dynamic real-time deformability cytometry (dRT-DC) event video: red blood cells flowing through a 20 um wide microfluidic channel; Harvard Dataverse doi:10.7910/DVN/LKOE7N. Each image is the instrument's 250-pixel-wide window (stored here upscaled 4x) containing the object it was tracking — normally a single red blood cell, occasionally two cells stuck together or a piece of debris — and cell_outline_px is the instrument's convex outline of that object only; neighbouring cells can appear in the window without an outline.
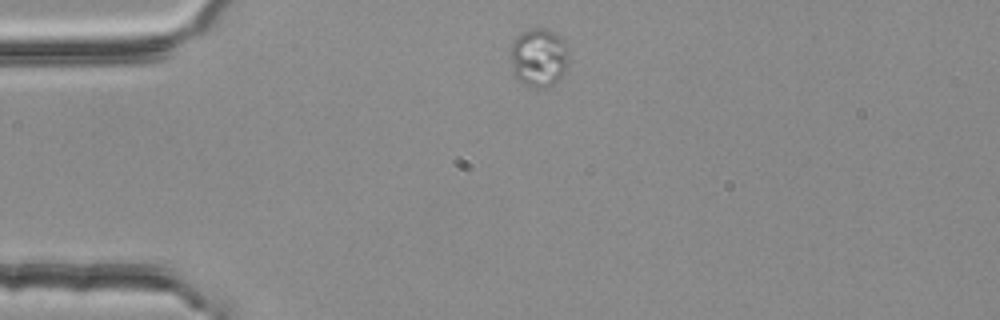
{"species": "common noctule bat (a hibernating species)", "species_latin": "Nyctalus noctula", "temperature_condition": "room temperature", "stored_images_in_passage": 2, "camera_frame_rate_fps": 3000, "um_per_image_px": 0.085, "animal": {"sex": "female", "body_mass_g": 25.1}, "frame": {"image": 1, "passage_image": 1, "time_ms": 0.0, "image_size_px": [1000, 320], "cell_outline_px": [[568, 64], [560, 80], [544, 88], [532, 88], [516, 80], [512, 72], [508, 56], [508, 52], [512, 40], [516, 36], [532, 28], [544, 28], [560, 36], [564, 40], [568, 60]], "centroid_in_image_um": [45.73, 4.92], "position_along_channel_um": 39.3, "area_um2": 20.46}}